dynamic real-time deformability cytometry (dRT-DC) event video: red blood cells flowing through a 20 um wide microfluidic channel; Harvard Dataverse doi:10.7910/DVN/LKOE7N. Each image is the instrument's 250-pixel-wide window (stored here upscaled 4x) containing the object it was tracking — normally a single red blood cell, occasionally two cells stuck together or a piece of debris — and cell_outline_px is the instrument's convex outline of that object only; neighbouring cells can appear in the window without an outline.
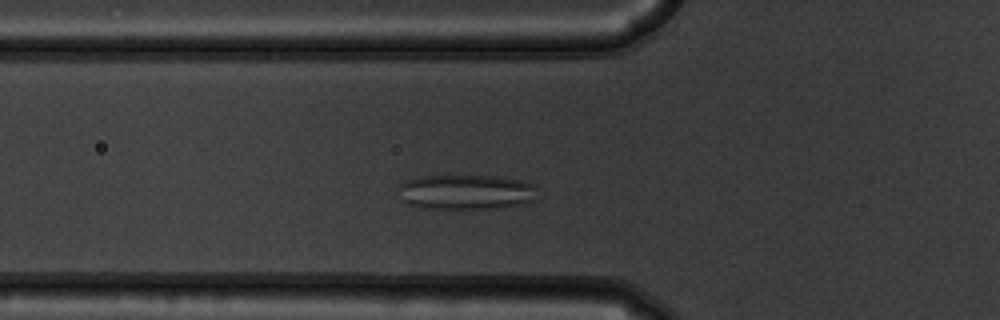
{"species": "common noctule bat (a hibernating species)", "species_latin": "Nyctalus noctula", "temperature_condition": "warm", "stored_images_in_passage": 45, "camera_frame_rate_fps": 3000, "um_per_image_px": 0.085, "animal": {"sex": "male", "body_mass_g": 19.5, "forearm_length_mm": 54.6}, "frame": {"image": 1, "passage_image": 10, "time_ms": 3.0, "image_size_px": [1000, 320], "cell_outline_px": [[536, 188], [532, 200], [520, 204], [492, 208], [424, 208], [408, 204], [404, 200], [396, 188], [396, 184], [416, 176], [492, 176], [524, 180], [536, 184]], "centroid_in_image_um": [39.55, 16.3], "position_along_channel_um": 86.2, "area_um2": 28.26}}
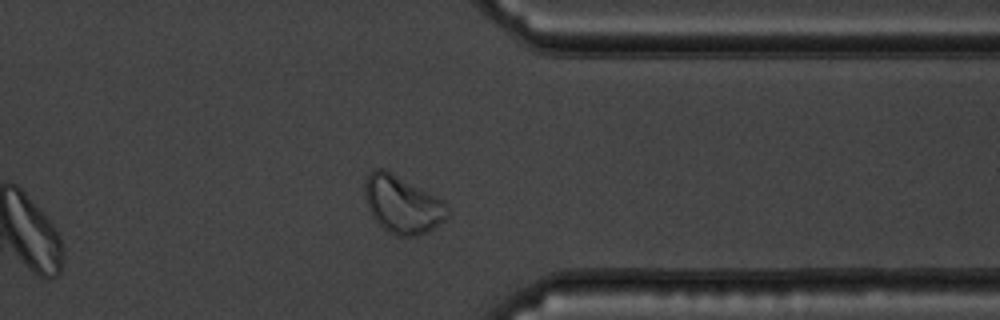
{"frame": {"image": 2, "passage_image": 34, "time_ms": 11.0, "image_size_px": [1000, 320], "cell_outline_px": [[448, 216], [444, 220], [428, 232], [416, 236], [396, 236], [388, 232], [372, 216], [368, 208], [364, 196], [364, 180], [368, 172], [372, 168], [384, 168], [440, 200], [448, 208]], "centroid_in_image_um": [34.13, 17.38], "position_along_channel_um": 377.3, "area_um2": 27.4}}
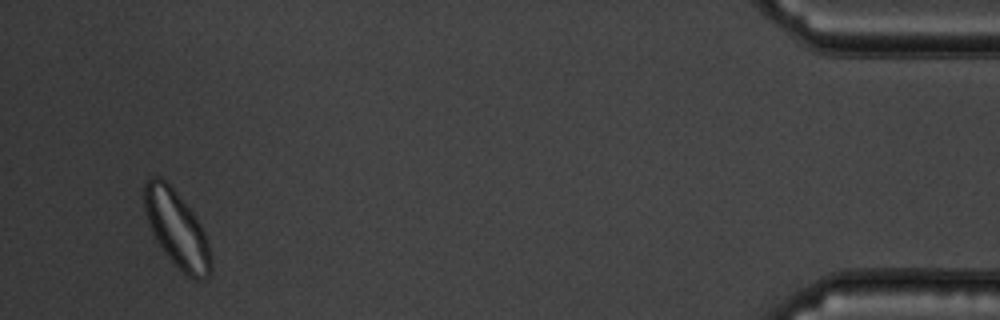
{"frame": {"image": 3, "passage_image": 43, "time_ms": 14.0, "image_size_px": [1000, 320], "cell_outline_px": [[212, 272], [204, 280], [196, 280], [188, 276], [164, 252], [152, 236], [148, 224], [144, 208], [144, 180], [148, 176], [160, 176], [176, 192], [196, 216], [208, 240], [212, 256]], "centroid_in_image_um": [15.02, 19.46], "position_along_channel_um": 420.2, "area_um2": 29.94}, "authors_computed_cell_mechanics": {"area_um2": 26.9348, "velocity_mm_per_s": 3.6866, "shape_relaxation_time_tau1_ms": null, "shape_relaxation_time_tau2_ms": 1.1924, "deformation_change_tau1": null, "deformation_change_tau2": 0.0768}}